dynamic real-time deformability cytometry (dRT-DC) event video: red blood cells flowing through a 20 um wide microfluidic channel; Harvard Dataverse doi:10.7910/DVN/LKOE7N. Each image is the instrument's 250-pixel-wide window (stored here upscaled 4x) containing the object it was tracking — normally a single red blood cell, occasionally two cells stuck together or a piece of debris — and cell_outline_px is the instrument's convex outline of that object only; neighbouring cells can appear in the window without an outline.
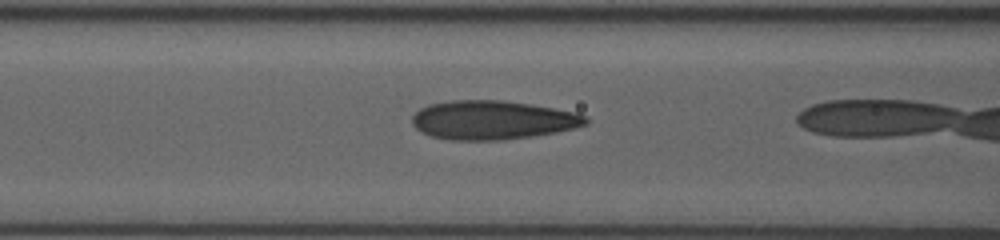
{"species": "human", "species_latin": "Homo sapiens", "temperature_condition": "room temperature", "stored_images_in_passage": 10, "camera_frame_rate_fps": 3000, "um_per_image_px": 0.085, "donor": {"sex": "female"}, "frame": {"image": 1, "passage_image": 9, "time_ms": 2.667, "image_size_px": [1000, 240], "cell_outline_px": [[588, 124], [576, 128], [556, 132], [532, 136], [504, 140], [452, 140], [432, 136], [420, 132], [412, 124], [412, 116], [420, 108], [428, 104], [452, 100], [504, 100], [532, 104], [576, 112], [588, 116]], "centroid_in_image_um": [41.89, 10.2], "position_along_channel_um": 124.7, "area_um2": 39.71}}